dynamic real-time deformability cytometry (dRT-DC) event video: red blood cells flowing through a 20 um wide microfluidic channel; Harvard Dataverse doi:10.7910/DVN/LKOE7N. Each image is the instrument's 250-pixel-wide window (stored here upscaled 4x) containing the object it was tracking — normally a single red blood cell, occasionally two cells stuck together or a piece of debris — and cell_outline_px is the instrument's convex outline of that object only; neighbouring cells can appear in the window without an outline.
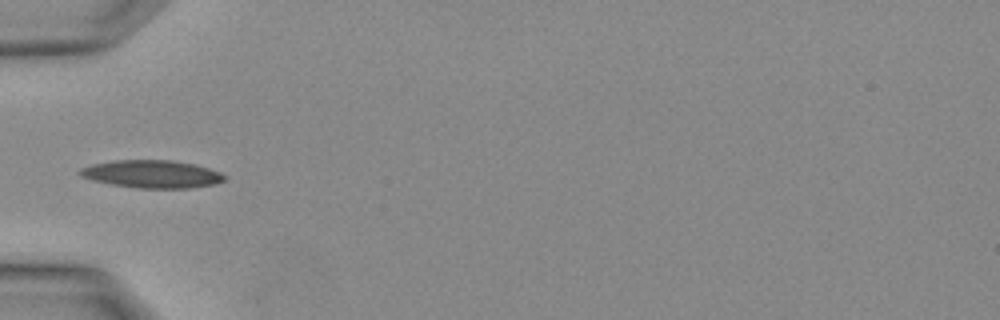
{"species": "Egyptian fruit bat (a non-hibernating species)", "species_latin": "Rousettus aegyptiacus", "temperature_condition": "warm", "stored_images_in_passage": 2, "camera_frame_rate_fps": 3000, "um_per_image_px": 0.085, "animal": {"sex": "female"}, "frame": {"image": 1, "passage_image": 2, "time_ms": 0.333, "image_size_px": [1000, 320], "cell_outline_px": [[224, 180], [216, 184], [192, 188], [136, 188], [112, 184], [92, 180], [80, 176], [80, 168], [92, 164], [112, 160], [172, 160], [196, 164], [220, 172], [224, 176]], "centroid_in_image_um": [12.91, 14.79], "position_along_channel_um": 72.1, "area_um2": 23.41}}